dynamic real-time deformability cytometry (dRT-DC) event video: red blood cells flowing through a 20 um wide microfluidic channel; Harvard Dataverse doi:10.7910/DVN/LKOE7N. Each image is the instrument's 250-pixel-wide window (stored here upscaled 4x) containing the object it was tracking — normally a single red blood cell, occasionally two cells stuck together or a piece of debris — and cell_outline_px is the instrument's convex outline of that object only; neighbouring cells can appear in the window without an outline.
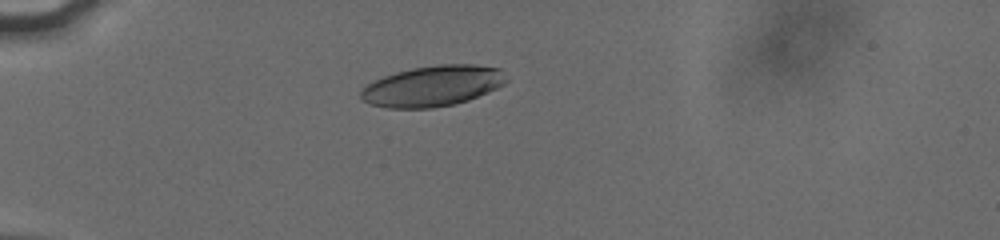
{"species": "human", "species_latin": "Homo sapiens", "temperature_condition": "cold", "stored_images_in_passage": 40, "camera_frame_rate_fps": 3000, "um_per_image_px": 0.085, "donor": {"sex": "male"}, "frame": {"image": 1, "passage_image": 1, "time_ms": 0.0, "image_size_px": [1000, 240], "cell_outline_px": [[508, 80], [504, 84], [488, 92], [468, 100], [456, 104], [432, 108], [388, 108], [368, 104], [360, 96], [360, 92], [368, 84], [384, 76], [396, 72], [412, 68], [440, 64], [472, 64], [500, 68]], "centroid_in_image_um": [36.79, 7.31], "position_along_channel_um": 48.2, "area_um2": 34.45}}
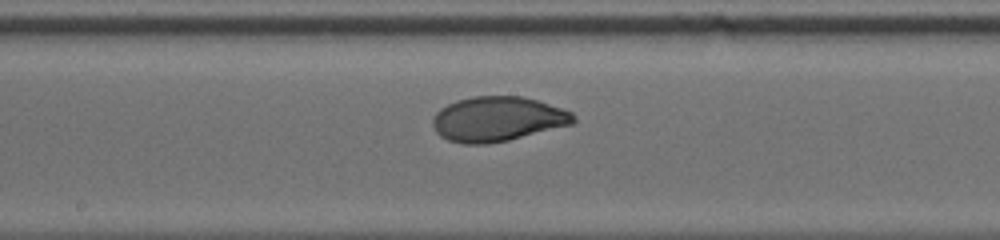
{"frame": {"image": 2, "passage_image": 16, "time_ms": 5.0, "image_size_px": [1000, 240], "cell_outline_px": [[576, 120], [572, 124], [508, 140], [488, 144], [464, 144], [448, 140], [440, 136], [436, 132], [432, 124], [432, 116], [440, 108], [456, 100], [472, 96], [524, 96], [572, 112], [576, 116]], "centroid_in_image_um": [42.25, 10.11], "position_along_channel_um": 205.9, "area_um2": 36.76}}
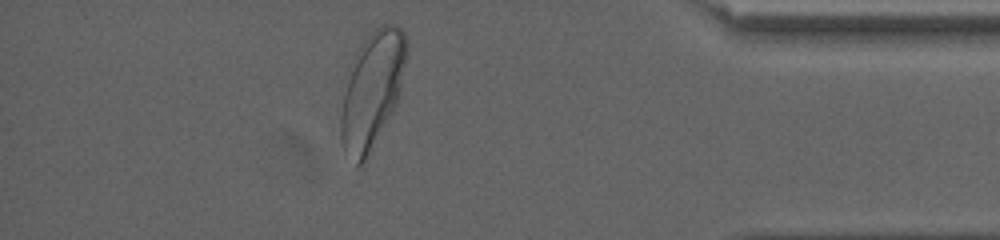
{"frame": {"image": 3, "passage_image": 34, "time_ms": 11.0, "image_size_px": [1000, 240], "cell_outline_px": [[404, 60], [400, 96], [392, 112], [364, 160], [356, 168], [344, 152], [340, 140], [340, 116], [348, 68], [356, 52], [364, 40], [380, 24], [396, 24], [404, 32]], "centroid_in_image_um": [31.57, 7.68], "position_along_channel_um": 403.6, "area_um2": 43.81}, "authors_computed_cell_mechanics": {"area_um2": 36.7608, "velocity_mm_per_s": 3.7978, "shape_relaxation_time_tau1_ms": 3.3791, "shape_relaxation_time_tau2_ms": null, "deformation_change_tau1": 0.1636, "deformation_change_tau2": null}}